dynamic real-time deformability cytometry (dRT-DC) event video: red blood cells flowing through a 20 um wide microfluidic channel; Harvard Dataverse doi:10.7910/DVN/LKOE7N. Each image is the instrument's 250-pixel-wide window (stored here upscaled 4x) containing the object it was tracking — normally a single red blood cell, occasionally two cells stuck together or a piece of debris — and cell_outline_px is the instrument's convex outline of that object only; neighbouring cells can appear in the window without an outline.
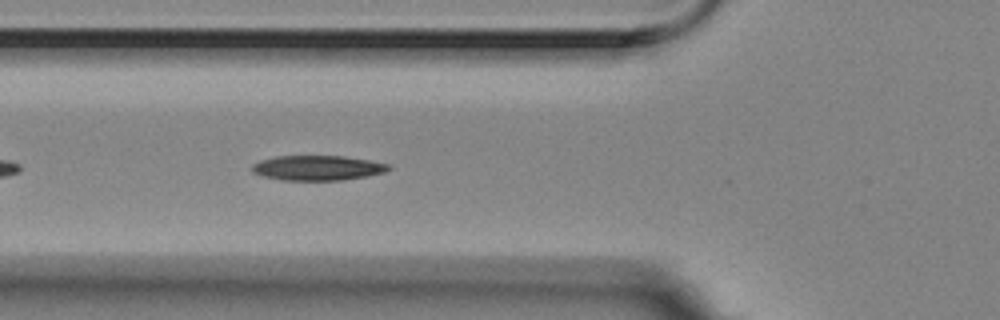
{"species": "Egyptian fruit bat (a non-hibernating species)", "species_latin": "Rousettus aegyptiacus", "temperature_condition": "room temperature", "stored_images_in_passage": 43, "camera_frame_rate_fps": 3000, "um_per_image_px": 0.085, "animal": {"sex": "female"}, "frame": {"image": 1, "passage_image": 6, "time_ms": 1.667, "image_size_px": [1000, 320], "cell_outline_px": [[392, 168], [384, 172], [368, 176], [344, 180], [284, 180], [264, 176], [252, 172], [252, 164], [260, 160], [276, 156], [344, 156], [368, 160], [388, 164]], "centroid_in_image_um": [26.99, 14.27], "position_along_channel_um": 98.8, "area_um2": 19.77}}
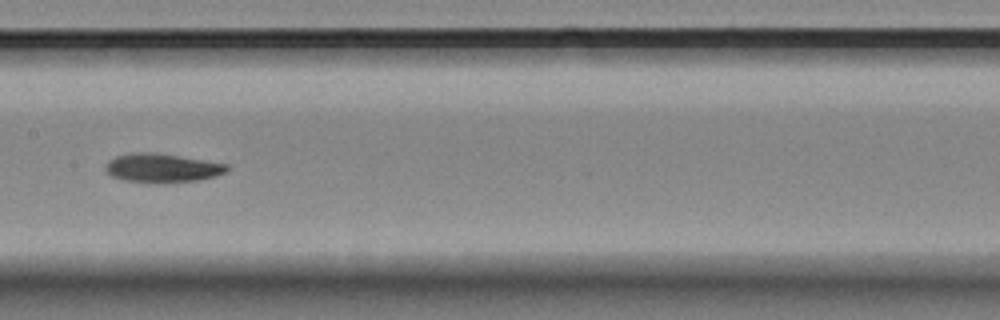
{"frame": {"image": 2, "passage_image": 14, "time_ms": 4.333, "image_size_px": [1000, 320], "cell_outline_px": [[228, 168], [224, 172], [216, 176], [200, 180], [164, 184], [160, 184], [124, 180], [112, 176], [104, 168], [104, 164], [108, 160], [116, 156], [136, 152], [152, 152], [228, 164]], "centroid_in_image_um": [13.75, 14.3], "position_along_channel_um": 193.7, "area_um2": 20.52}}
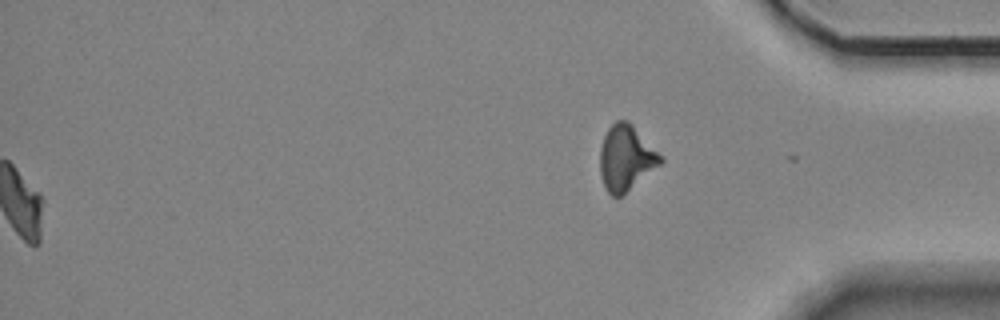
{"frame": {"image": 3, "passage_image": 43, "time_ms": 14.0, "image_size_px": [1000, 320], "cell_outline_px": [[664, 160], [660, 164], [620, 196], [612, 196], [608, 192], [604, 184], [600, 172], [600, 148], [604, 136], [608, 128], [616, 120], [628, 120], [664, 156]], "centroid_in_image_um": [53.22, 13.38], "position_along_channel_um": 382.0, "area_um2": 22.83}, "authors_computed_cell_mechanics": {"area_um2": 19.941, "velocity_mm_per_s": 3.5325, "shape_relaxation_time_tau1_ms": 4.62, "shape_relaxation_time_tau2_ms": null, "deformation_change_tau1": 0.1577, "deformation_change_tau2": null}}